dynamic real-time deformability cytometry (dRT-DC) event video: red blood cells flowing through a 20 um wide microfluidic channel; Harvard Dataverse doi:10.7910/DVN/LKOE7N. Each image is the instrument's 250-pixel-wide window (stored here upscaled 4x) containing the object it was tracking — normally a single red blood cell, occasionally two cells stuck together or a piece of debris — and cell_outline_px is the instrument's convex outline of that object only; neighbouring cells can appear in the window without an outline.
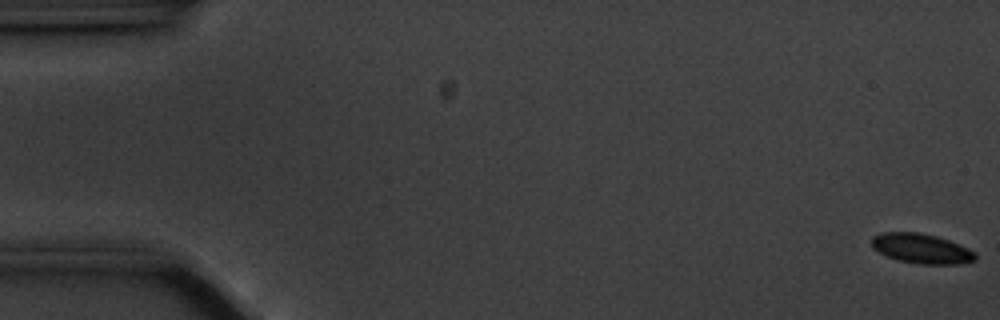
{"species": "common noctule bat (a hibernating species)", "species_latin": "Nyctalus noctula", "temperature_condition": "cold", "stored_images_in_passage": 13, "camera_frame_rate_fps": 3000, "um_per_image_px": 0.085, "animal": {"sex": "male", "body_mass_g": 20.1, "forearm_length_mm": 53.5}, "frame": {"image": 1, "passage_image": 1, "time_ms": 0.0, "image_size_px": [1000, 320], "cell_outline_px": [[976, 260], [956, 264], [920, 264], [900, 260], [888, 256], [872, 248], [872, 236], [880, 232], [916, 232], [936, 236], [948, 240], [968, 248], [976, 252]], "centroid_in_image_um": [78.32, 21.12], "position_along_channel_um": 6.7, "area_um2": 17.86}}